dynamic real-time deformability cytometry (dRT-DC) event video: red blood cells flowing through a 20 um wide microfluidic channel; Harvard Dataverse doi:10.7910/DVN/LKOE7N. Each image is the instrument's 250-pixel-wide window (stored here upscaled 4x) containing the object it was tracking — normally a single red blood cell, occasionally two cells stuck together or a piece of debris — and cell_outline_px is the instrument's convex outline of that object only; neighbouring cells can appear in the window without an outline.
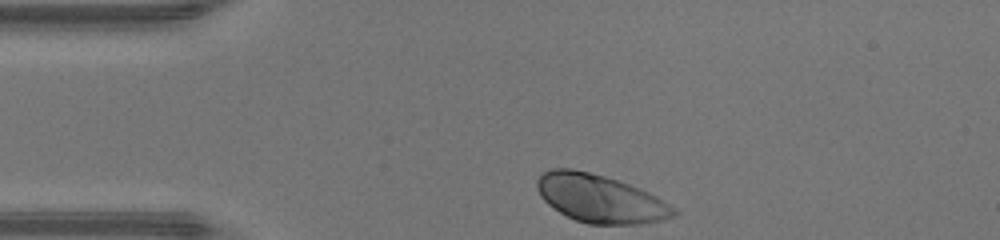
{"species": "human", "species_latin": "Homo sapiens", "temperature_condition": "warm", "stored_images_in_passage": 29, "camera_frame_rate_fps": 3000, "um_per_image_px": 0.085, "donor": {"sex": "male"}, "frame": {"image": 1, "passage_image": 1, "time_ms": 0.0, "image_size_px": [1000, 240], "cell_outline_px": [[680, 212], [676, 216], [660, 220], [636, 224], [588, 224], [576, 220], [560, 212], [548, 204], [540, 196], [536, 188], [536, 180], [544, 172], [552, 168], [572, 168], [604, 176], [640, 188], [656, 196]], "centroid_in_image_um": [51.0, 16.88], "position_along_channel_um": 34.0, "area_um2": 37.97}}
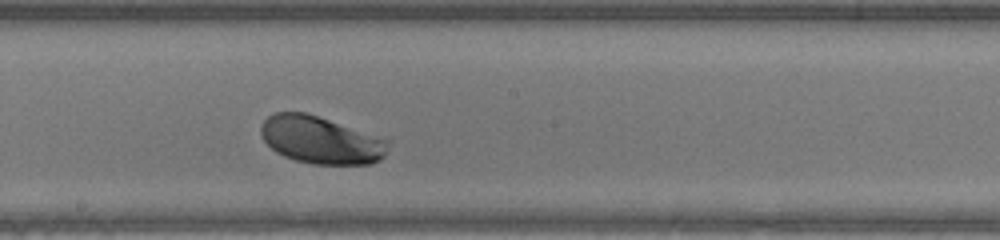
{"frame": {"image": 2, "passage_image": 17, "time_ms": 5.333, "image_size_px": [1000, 240], "cell_outline_px": [[388, 144], [384, 156], [380, 160], [372, 164], [312, 164], [296, 160], [284, 156], [276, 152], [264, 140], [260, 132], [260, 124], [272, 112], [304, 112], [388, 140]], "centroid_in_image_um": [27.22, 11.91], "position_along_channel_um": 221.0, "area_um2": 34.68}}
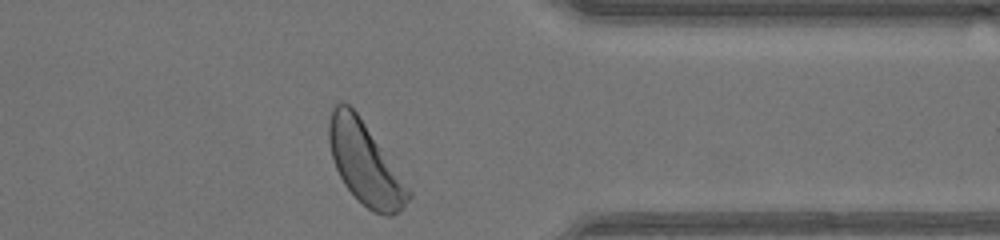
{"frame": {"image": 3, "passage_image": 29, "time_ms": 9.333, "image_size_px": [1000, 240], "cell_outline_px": [[412, 196], [404, 208], [400, 212], [392, 216], [384, 216], [372, 212], [344, 184], [336, 168], [332, 156], [328, 140], [328, 124], [332, 108], [340, 100], [348, 104], [356, 112], [412, 192]], "centroid_in_image_um": [31.02, 13.91], "position_along_channel_um": 380.4, "area_um2": 37.34}, "authors_computed_cell_mechanics": {"area_um2": 35.6048, "velocity_mm_per_s": 4.2681, "shape_relaxation_time_tau1_ms": 0.9763, "shape_relaxation_time_tau2_ms": null, "deformation_change_tau1": 0.0842, "deformation_change_tau2": null}}